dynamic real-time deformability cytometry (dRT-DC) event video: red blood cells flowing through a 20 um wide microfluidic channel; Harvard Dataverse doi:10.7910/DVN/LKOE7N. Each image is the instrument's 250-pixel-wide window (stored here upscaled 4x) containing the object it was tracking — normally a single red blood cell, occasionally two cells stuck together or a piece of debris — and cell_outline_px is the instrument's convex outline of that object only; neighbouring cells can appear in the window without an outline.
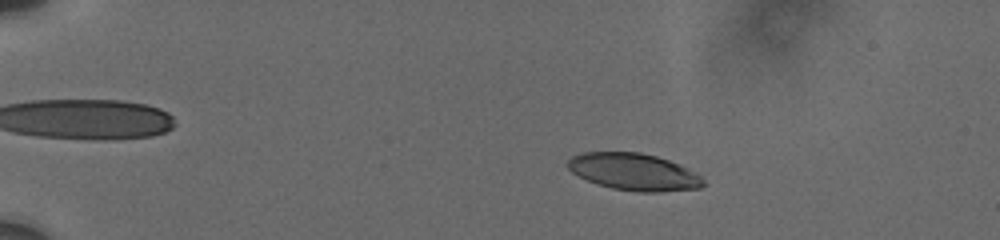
{"species": "human", "species_latin": "Homo sapiens", "temperature_condition": "cold", "stored_images_in_passage": 47, "camera_frame_rate_fps": 3000, "um_per_image_px": 0.085, "donor": {"sex": "male"}, "frame": {"image": 1, "passage_image": 6, "time_ms": 3.333, "image_size_px": [1000, 240], "cell_outline_px": [[708, 184], [700, 188], [660, 192], [636, 192], [612, 188], [596, 184], [572, 172], [568, 168], [568, 160], [572, 156], [584, 152], [640, 152], [656, 156], [680, 164], [688, 168], [700, 176]], "centroid_in_image_um": [53.91, 14.62], "position_along_channel_um": 31.1, "area_um2": 29.3}}
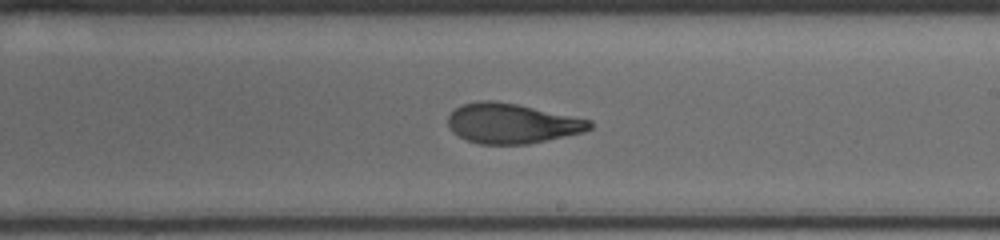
{"frame": {"image": 2, "passage_image": 28, "time_ms": 11.667, "image_size_px": [1000, 240], "cell_outline_px": [[592, 128], [584, 132], [528, 144], [480, 144], [464, 140], [452, 132], [448, 124], [448, 116], [456, 108], [464, 104], [476, 100], [492, 100], [516, 104], [592, 120]], "centroid_in_image_um": [43.49, 10.5], "position_along_channel_um": 245.5, "area_um2": 33.0}}
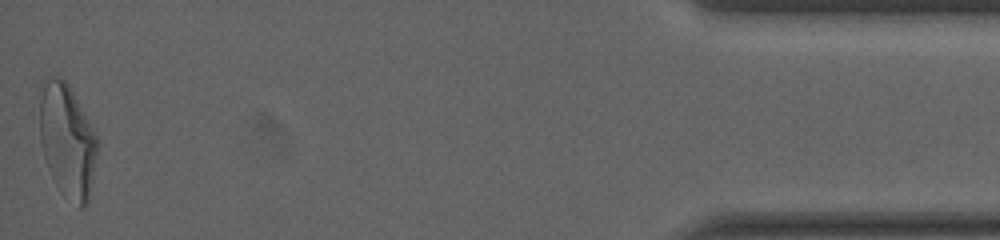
{"frame": {"image": 3, "passage_image": 47, "time_ms": 18.667, "image_size_px": [1000, 240], "cell_outline_px": [[100, 144], [88, 200], [84, 208], [76, 208], [52, 176], [48, 168], [44, 156], [40, 140], [40, 100], [44, 80], [48, 76], [64, 80], [68, 84], [92, 128]], "centroid_in_image_um": [5.74, 11.98], "position_along_channel_um": 429.5, "area_um2": 37.57}, "authors_computed_cell_mechanics": {"area_um2": 33.2928, "velocity_mm_per_s": 3.7072, "shape_relaxation_time_tau1_ms": 6.0207, "shape_relaxation_time_tau2_ms": 1.8941, "deformation_change_tau1": 0.2139, "deformation_change_tau2": 0.0947}}